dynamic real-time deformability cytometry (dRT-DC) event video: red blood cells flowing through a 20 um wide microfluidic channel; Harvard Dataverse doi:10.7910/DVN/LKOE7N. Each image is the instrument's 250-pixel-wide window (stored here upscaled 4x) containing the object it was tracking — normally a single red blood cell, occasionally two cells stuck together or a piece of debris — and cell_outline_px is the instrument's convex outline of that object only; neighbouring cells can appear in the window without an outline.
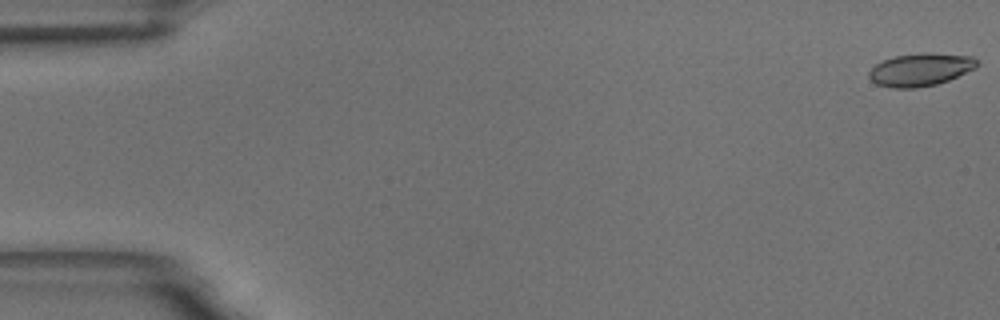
{"species": "common noctule bat (a hibernating species)", "species_latin": "Nyctalus noctula", "temperature_condition": "room temperature", "stored_images_in_passage": 59, "camera_frame_rate_fps": 3000, "um_per_image_px": 0.085, "animal": {"sex": "male", "body_mass_g": 18.8}, "frame": {"image": 1, "passage_image": 1, "time_ms": 0.0, "image_size_px": [1000, 320], "cell_outline_px": [[980, 64], [976, 68], [948, 80], [936, 84], [916, 88], [892, 88], [876, 84], [868, 76], [868, 72], [876, 64], [884, 60], [896, 56], [920, 52], [928, 52], [972, 56]], "centroid_in_image_um": [78.25, 5.91], "position_along_channel_um": 6.8, "area_um2": 20.69}}
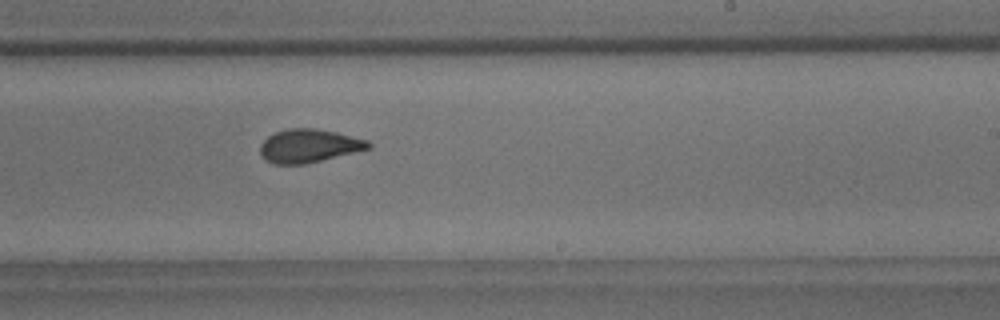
{"frame": {"image": 2, "passage_image": 36, "time_ms": 11.667, "image_size_px": [1000, 320], "cell_outline_px": [[372, 148], [304, 164], [272, 164], [264, 160], [260, 152], [260, 144], [268, 136], [276, 132], [288, 128], [316, 128], [336, 132], [368, 140], [372, 144]], "centroid_in_image_um": [26.25, 12.39], "position_along_channel_um": 262.8, "area_um2": 21.1}}
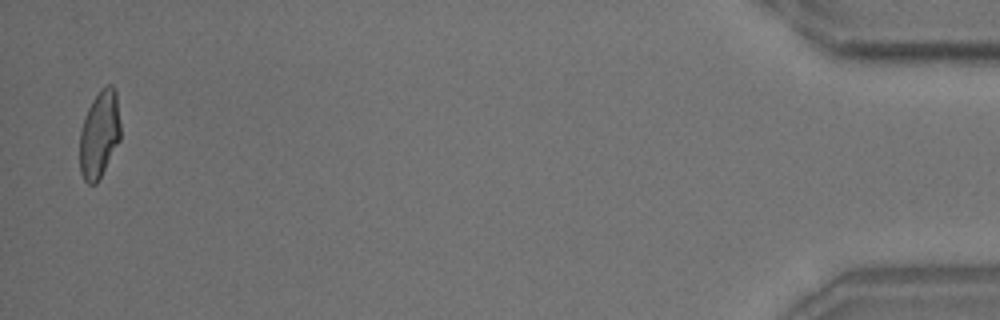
{"frame": {"image": 3, "passage_image": 58, "time_ms": 19.0, "image_size_px": [1000, 320], "cell_outline_px": [[120, 140], [96, 184], [88, 184], [84, 180], [80, 172], [80, 132], [88, 108], [92, 100], [100, 88], [104, 84], [112, 84], [116, 92], [120, 120]], "centroid_in_image_um": [8.45, 11.38], "position_along_channel_um": 426.7, "area_um2": 20.75}, "authors_computed_cell_mechanics": {"area_um2": 20.9814, "velocity_mm_per_s": 3.4445, "shape_relaxation_time_tau1_ms": 6.6829, "shape_relaxation_time_tau2_ms": 1.3978, "deformation_change_tau1": 0.183, "deformation_change_tau2": 0.0735}}